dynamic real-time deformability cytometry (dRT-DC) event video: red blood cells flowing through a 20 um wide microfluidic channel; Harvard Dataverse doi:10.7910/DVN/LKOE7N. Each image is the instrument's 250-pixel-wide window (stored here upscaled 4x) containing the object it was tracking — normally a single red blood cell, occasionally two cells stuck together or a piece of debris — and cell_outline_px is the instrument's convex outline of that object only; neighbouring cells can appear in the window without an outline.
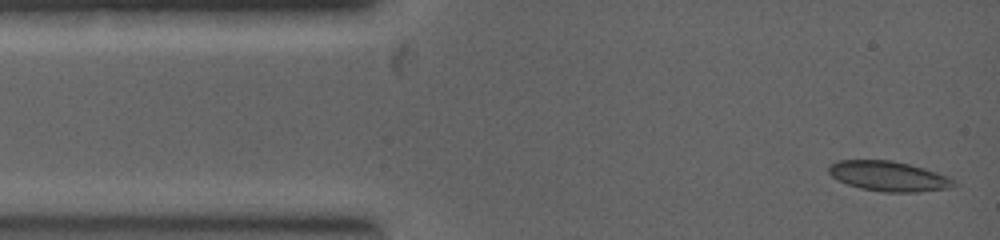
{"species": "common noctule bat (a hibernating species)", "species_latin": "Nyctalus noctula", "temperature_condition": "warm", "stored_images_in_passage": 3, "camera_frame_rate_fps": 5000, "um_per_image_px": 0.085, "animal": {"sex": "female", "body_mass_g": 19.0, "forearm_length_mm": 53.3}, "frame": {"image": 1, "passage_image": 1, "time_ms": 0.0, "image_size_px": [1000, 240], "cell_outline_px": [[960, 184], [948, 188], [916, 192], [880, 192], [860, 188], [836, 180], [828, 172], [828, 168], [836, 160], [892, 160], [924, 168], [948, 176], [956, 180]], "centroid_in_image_um": [75.55, 14.98], "position_along_channel_um": 9.5, "area_um2": 22.02}}